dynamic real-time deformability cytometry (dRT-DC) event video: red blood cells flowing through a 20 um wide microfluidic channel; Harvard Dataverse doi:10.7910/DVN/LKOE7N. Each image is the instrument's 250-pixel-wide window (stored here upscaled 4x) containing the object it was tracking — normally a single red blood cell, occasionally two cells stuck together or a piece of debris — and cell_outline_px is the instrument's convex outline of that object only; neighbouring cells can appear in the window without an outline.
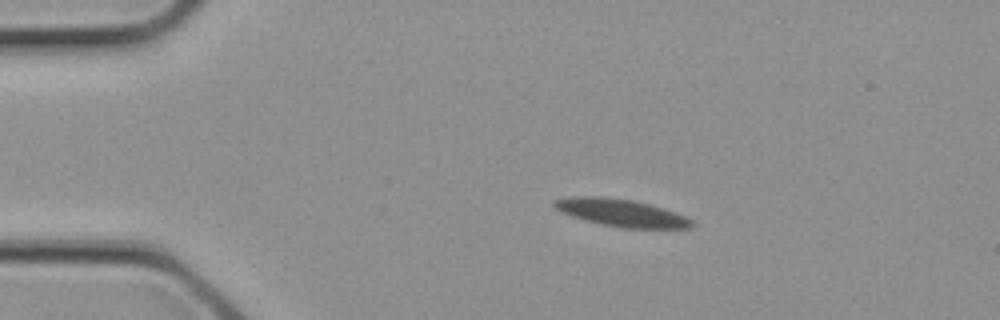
{"species": "common noctule bat (a hibernating species)", "species_latin": "Nyctalus noctula", "temperature_condition": "cold", "stored_images_in_passage": 2, "camera_frame_rate_fps": 3000, "um_per_image_px": 0.085, "animal": {"sex": "female", "body_mass_g": 21.9}, "frame": {"image": 1, "passage_image": 1, "time_ms": 0.0, "image_size_px": [1000, 320], "cell_outline_px": [[696, 224], [692, 228], [624, 228], [584, 220], [560, 212], [552, 204], [552, 200], [572, 196], [604, 196], [632, 200], [648, 204], [676, 212], [688, 216]], "centroid_in_image_um": [52.82, 18.08], "position_along_channel_um": 32.2, "area_um2": 22.08}}